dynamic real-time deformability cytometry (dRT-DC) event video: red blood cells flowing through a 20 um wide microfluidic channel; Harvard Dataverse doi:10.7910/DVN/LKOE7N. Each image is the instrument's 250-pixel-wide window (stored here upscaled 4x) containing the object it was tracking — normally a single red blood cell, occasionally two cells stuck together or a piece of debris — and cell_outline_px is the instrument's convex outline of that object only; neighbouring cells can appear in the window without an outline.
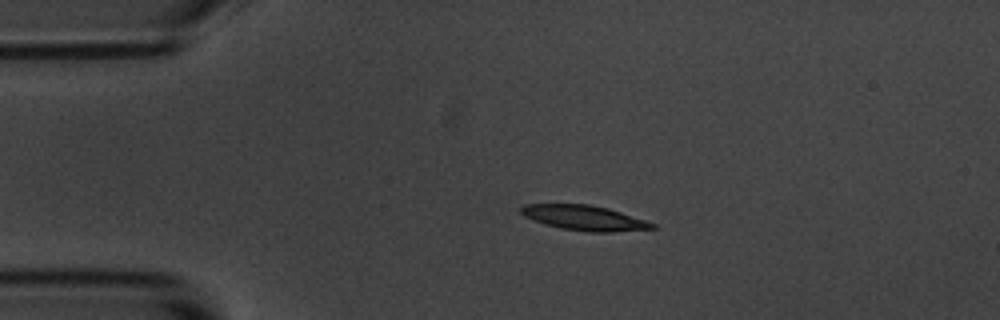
{"species": "common noctule bat (a hibernating species)", "species_latin": "Nyctalus noctula", "temperature_condition": "room temperature", "stored_images_in_passage": 14, "camera_frame_rate_fps": 3000, "um_per_image_px": 0.085, "animal": {"sex": "male", "body_mass_g": 20.1, "forearm_length_mm": 53.5}, "frame": {"image": 1, "passage_image": 3, "time_ms": 2.333, "image_size_px": [1000, 320], "cell_outline_px": [[656, 228], [612, 232], [588, 232], [560, 228], [544, 224], [532, 220], [524, 216], [520, 212], [520, 208], [524, 204], [588, 204], [608, 208], [656, 224]], "centroid_in_image_um": [49.63, 18.52], "position_along_channel_um": 35.4, "area_um2": 19.07}}
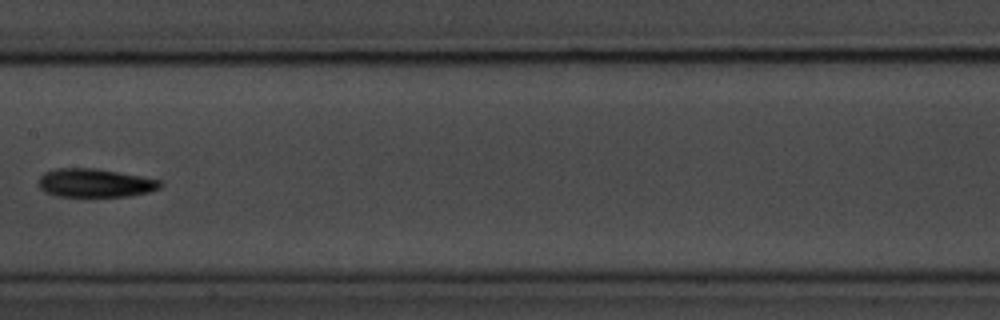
{"frame": {"image": 2, "passage_image": 7, "time_ms": 8.0, "image_size_px": [1000, 320], "cell_outline_px": [[164, 184], [160, 188], [148, 192], [128, 196], [56, 196], [44, 192], [40, 188], [40, 176], [44, 172], [56, 168], [96, 168], [140, 176], [160, 180]], "centroid_in_image_um": [8.08, 15.55], "position_along_channel_um": 199.3, "area_um2": 20.17}}
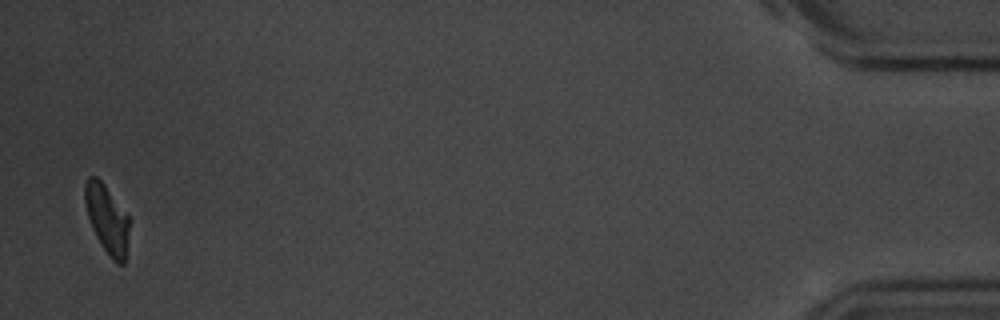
{"frame": {"image": 3, "passage_image": 14, "time_ms": 17.0, "image_size_px": [1000, 320], "cell_outline_px": [[128, 228], [124, 264], [116, 264], [112, 260], [96, 236], [92, 228], [88, 216], [84, 200], [84, 184], [88, 176], [96, 176], [100, 180], [128, 216]], "centroid_in_image_um": [9.06, 18.61], "position_along_channel_um": 426.1, "area_um2": 17.17}, "authors_computed_cell_mechanics": {"area_um2": 19.1896, "velocity_mm_per_s": 3.4941, "shape_relaxation_time_tau1_ms": 1.6331, "shape_relaxation_time_tau2_ms": null, "deformation_change_tau1": 0.0883, "deformation_change_tau2": null}}